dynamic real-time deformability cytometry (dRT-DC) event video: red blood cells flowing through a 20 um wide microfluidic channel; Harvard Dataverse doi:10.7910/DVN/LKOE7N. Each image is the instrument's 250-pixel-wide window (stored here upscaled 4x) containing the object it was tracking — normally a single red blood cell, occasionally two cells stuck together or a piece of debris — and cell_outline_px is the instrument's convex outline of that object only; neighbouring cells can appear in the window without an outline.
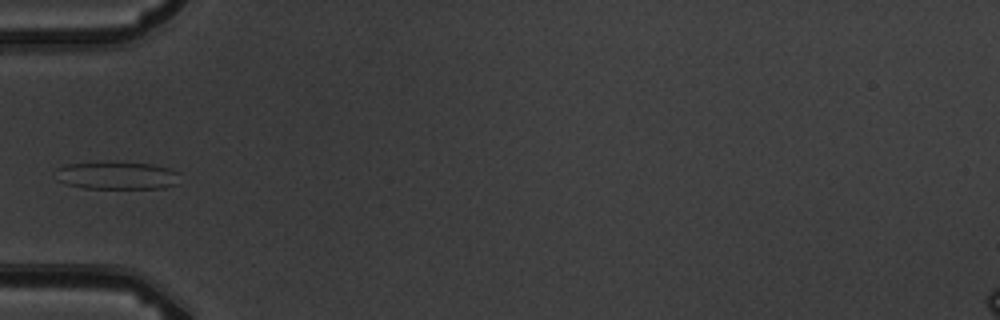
{"species": "common noctule bat (a hibernating species)", "species_latin": "Nyctalus noctula", "temperature_condition": "warm", "stored_images_in_passage": 7, "camera_frame_rate_fps": 3000, "um_per_image_px": 0.085, "animal": {"sex": "male", "body_mass_g": 19.5, "forearm_length_mm": 54.6}, "frame": {"image": 1, "passage_image": 7, "time_ms": 7.0, "image_size_px": [1000, 320], "cell_outline_px": [[180, 184], [164, 188], [84, 188], [68, 184], [56, 180], [56, 168], [68, 164], [104, 160], [112, 160], [152, 164], [168, 168], [180, 172]], "centroid_in_image_um": [9.97, 14.88], "position_along_channel_um": 75.0, "area_um2": 20.92}}